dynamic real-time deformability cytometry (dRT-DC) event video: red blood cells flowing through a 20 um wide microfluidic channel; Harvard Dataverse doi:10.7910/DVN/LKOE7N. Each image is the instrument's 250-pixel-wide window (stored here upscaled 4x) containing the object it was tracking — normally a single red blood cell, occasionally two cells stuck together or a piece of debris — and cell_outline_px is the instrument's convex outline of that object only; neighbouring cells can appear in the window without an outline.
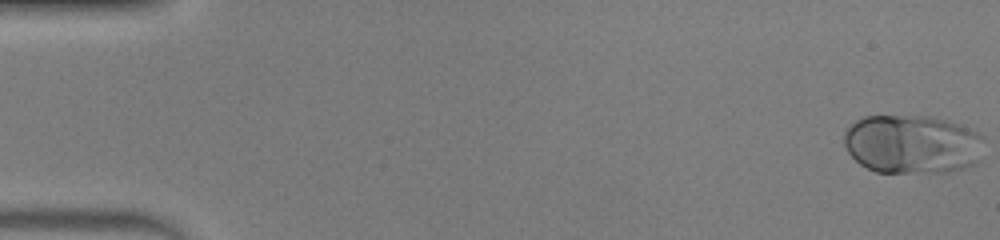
{"species": "human", "species_latin": "Homo sapiens", "temperature_condition": "warm", "stored_images_in_passage": 48, "camera_frame_rate_fps": 3000, "um_per_image_px": 0.085, "donor": {"sex": "male"}, "frame": {"image": 1, "passage_image": 1, "time_ms": 0.0, "image_size_px": [1000, 240], "cell_outline_px": [[984, 140], [976, 164], [964, 168], [948, 172], [876, 172], [860, 164], [848, 152], [844, 144], [844, 132], [856, 120], [864, 116], [928, 116], [948, 120], [976, 132], [984, 136]], "centroid_in_image_um": [77.53, 12.26], "position_along_channel_um": 7.5, "area_um2": 48.03}}
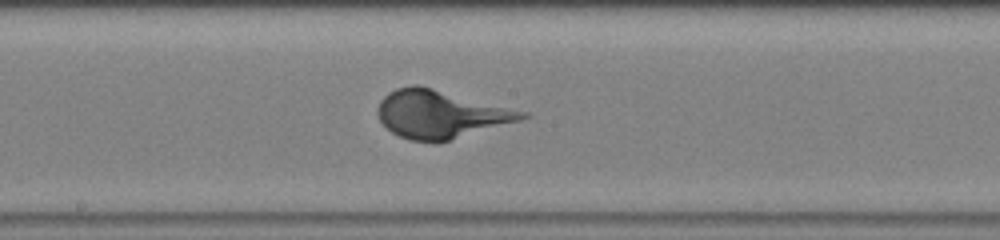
{"frame": {"image": 2, "passage_image": 26, "time_ms": 8.333, "image_size_px": [1000, 240], "cell_outline_px": [[532, 116], [520, 120], [448, 140], [412, 140], [400, 136], [392, 132], [380, 120], [376, 112], [380, 100], [388, 92], [396, 88], [412, 84], [416, 84], [528, 112]], "centroid_in_image_um": [37.43, 9.67], "position_along_channel_um": 210.8, "area_um2": 39.48}}
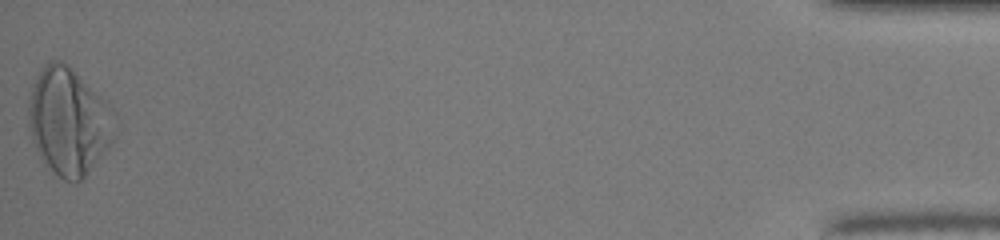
{"frame": {"image": 3, "passage_image": 48, "time_ms": 15.667, "image_size_px": [1000, 240], "cell_outline_px": [[116, 132], [112, 144], [84, 176], [76, 184], [64, 180], [48, 164], [36, 148], [32, 140], [28, 124], [28, 104], [32, 84], [36, 76], [44, 64], [48, 60], [60, 60], [68, 64], [116, 112]], "centroid_in_image_um": [5.85, 10.28], "position_along_channel_um": 429.3, "area_um2": 53.75}}